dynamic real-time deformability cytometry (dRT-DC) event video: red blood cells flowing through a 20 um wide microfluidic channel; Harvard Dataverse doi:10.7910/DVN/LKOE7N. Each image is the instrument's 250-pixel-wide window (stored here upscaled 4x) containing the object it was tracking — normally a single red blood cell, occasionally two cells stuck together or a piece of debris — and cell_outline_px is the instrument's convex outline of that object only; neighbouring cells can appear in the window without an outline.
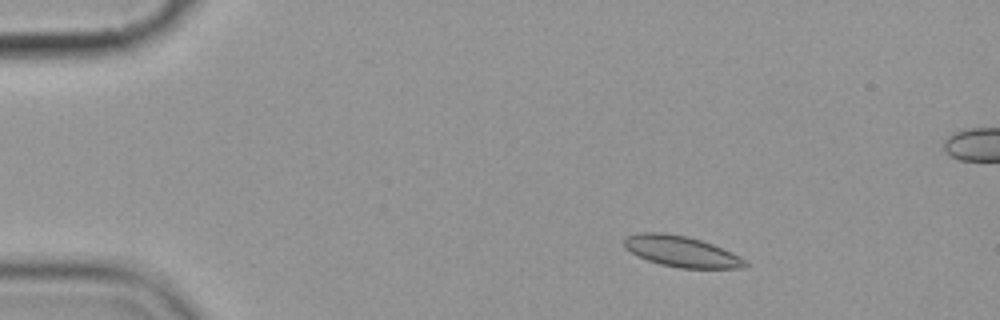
{"species": "common noctule bat (a hibernating species)", "species_latin": "Nyctalus noctula", "temperature_condition": "cold", "stored_images_in_passage": 6, "camera_frame_rate_fps": 3000, "um_per_image_px": 0.085, "animal": {"sex": "female", "body_mass_g": 19.9}, "frame": {"image": 1, "passage_image": 3, "time_ms": 2.333, "image_size_px": [1000, 320], "cell_outline_px": [[748, 264], [744, 268], [680, 268], [660, 264], [636, 256], [624, 248], [624, 240], [628, 236], [640, 232], [664, 232], [688, 236], [712, 244], [740, 256]], "centroid_in_image_um": [57.88, 21.37], "position_along_channel_um": 27.1, "area_um2": 21.79}}